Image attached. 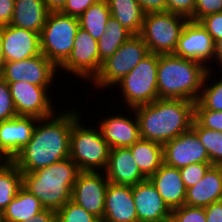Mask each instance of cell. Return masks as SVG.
<instances>
[{"label":"cell","instance_id":"1","mask_svg":"<svg viewBox=\"0 0 222 222\" xmlns=\"http://www.w3.org/2000/svg\"><path fill=\"white\" fill-rule=\"evenodd\" d=\"M71 109L37 120L31 140L12 160L22 173L34 172L69 157L72 125L81 116L80 111Z\"/></svg>","mask_w":222,"mask_h":222},{"label":"cell","instance_id":"2","mask_svg":"<svg viewBox=\"0 0 222 222\" xmlns=\"http://www.w3.org/2000/svg\"><path fill=\"white\" fill-rule=\"evenodd\" d=\"M195 102L159 98L152 103L129 108L139 123L140 138L164 145L191 129ZM135 111V112H134Z\"/></svg>","mask_w":222,"mask_h":222},{"label":"cell","instance_id":"3","mask_svg":"<svg viewBox=\"0 0 222 222\" xmlns=\"http://www.w3.org/2000/svg\"><path fill=\"white\" fill-rule=\"evenodd\" d=\"M208 68L195 60L160 54L157 68L159 98L196 102Z\"/></svg>","mask_w":222,"mask_h":222},{"label":"cell","instance_id":"4","mask_svg":"<svg viewBox=\"0 0 222 222\" xmlns=\"http://www.w3.org/2000/svg\"><path fill=\"white\" fill-rule=\"evenodd\" d=\"M79 170L69 157L34 172L22 173V187L35 195L45 209L59 210L71 200Z\"/></svg>","mask_w":222,"mask_h":222},{"label":"cell","instance_id":"5","mask_svg":"<svg viewBox=\"0 0 222 222\" xmlns=\"http://www.w3.org/2000/svg\"><path fill=\"white\" fill-rule=\"evenodd\" d=\"M81 118L80 116L72 125L69 158L80 171L104 172L111 148L102 137L100 128L97 125L85 126Z\"/></svg>","mask_w":222,"mask_h":222},{"label":"cell","instance_id":"6","mask_svg":"<svg viewBox=\"0 0 222 222\" xmlns=\"http://www.w3.org/2000/svg\"><path fill=\"white\" fill-rule=\"evenodd\" d=\"M189 19L168 11L144 15L140 36L149 53L174 54L179 37Z\"/></svg>","mask_w":222,"mask_h":222},{"label":"cell","instance_id":"7","mask_svg":"<svg viewBox=\"0 0 222 222\" xmlns=\"http://www.w3.org/2000/svg\"><path fill=\"white\" fill-rule=\"evenodd\" d=\"M78 28V18L61 12H49L40 33V49L57 68L70 55Z\"/></svg>","mask_w":222,"mask_h":222},{"label":"cell","instance_id":"8","mask_svg":"<svg viewBox=\"0 0 222 222\" xmlns=\"http://www.w3.org/2000/svg\"><path fill=\"white\" fill-rule=\"evenodd\" d=\"M159 54L149 53L139 64L124 76L116 87L120 89V95L129 108L149 104L159 99L157 87V68Z\"/></svg>","mask_w":222,"mask_h":222},{"label":"cell","instance_id":"9","mask_svg":"<svg viewBox=\"0 0 222 222\" xmlns=\"http://www.w3.org/2000/svg\"><path fill=\"white\" fill-rule=\"evenodd\" d=\"M148 54L149 50L141 36L133 34L102 63L99 74L90 83L98 90L115 88V84L132 71Z\"/></svg>","mask_w":222,"mask_h":222},{"label":"cell","instance_id":"10","mask_svg":"<svg viewBox=\"0 0 222 222\" xmlns=\"http://www.w3.org/2000/svg\"><path fill=\"white\" fill-rule=\"evenodd\" d=\"M59 70L67 71L68 75H75L78 77L77 80L80 78V80L92 82L99 74L98 41L79 27L73 49L68 58L58 67V73H60Z\"/></svg>","mask_w":222,"mask_h":222},{"label":"cell","instance_id":"11","mask_svg":"<svg viewBox=\"0 0 222 222\" xmlns=\"http://www.w3.org/2000/svg\"><path fill=\"white\" fill-rule=\"evenodd\" d=\"M7 83L17 116L47 118L57 112L52 105L53 98L50 96V88L52 89L53 86H37L26 81Z\"/></svg>","mask_w":222,"mask_h":222},{"label":"cell","instance_id":"12","mask_svg":"<svg viewBox=\"0 0 222 222\" xmlns=\"http://www.w3.org/2000/svg\"><path fill=\"white\" fill-rule=\"evenodd\" d=\"M108 184L105 172L81 171L73 185L71 200L102 220Z\"/></svg>","mask_w":222,"mask_h":222},{"label":"cell","instance_id":"13","mask_svg":"<svg viewBox=\"0 0 222 222\" xmlns=\"http://www.w3.org/2000/svg\"><path fill=\"white\" fill-rule=\"evenodd\" d=\"M58 68L42 53L19 61L4 62L3 79L6 82H22L37 86H51Z\"/></svg>","mask_w":222,"mask_h":222},{"label":"cell","instance_id":"14","mask_svg":"<svg viewBox=\"0 0 222 222\" xmlns=\"http://www.w3.org/2000/svg\"><path fill=\"white\" fill-rule=\"evenodd\" d=\"M174 55L195 60L210 69L215 56V42L199 21L188 20L179 37Z\"/></svg>","mask_w":222,"mask_h":222},{"label":"cell","instance_id":"15","mask_svg":"<svg viewBox=\"0 0 222 222\" xmlns=\"http://www.w3.org/2000/svg\"><path fill=\"white\" fill-rule=\"evenodd\" d=\"M163 157L165 164L178 169L193 163L210 162L205 146L192 129L167 141L163 145Z\"/></svg>","mask_w":222,"mask_h":222},{"label":"cell","instance_id":"16","mask_svg":"<svg viewBox=\"0 0 222 222\" xmlns=\"http://www.w3.org/2000/svg\"><path fill=\"white\" fill-rule=\"evenodd\" d=\"M3 62L24 60L41 54L40 33L20 27L2 26Z\"/></svg>","mask_w":222,"mask_h":222},{"label":"cell","instance_id":"17","mask_svg":"<svg viewBox=\"0 0 222 222\" xmlns=\"http://www.w3.org/2000/svg\"><path fill=\"white\" fill-rule=\"evenodd\" d=\"M138 222H170L171 210L147 178L132 186Z\"/></svg>","mask_w":222,"mask_h":222},{"label":"cell","instance_id":"18","mask_svg":"<svg viewBox=\"0 0 222 222\" xmlns=\"http://www.w3.org/2000/svg\"><path fill=\"white\" fill-rule=\"evenodd\" d=\"M38 119L33 116H17L0 121V151L8 160H13L31 140Z\"/></svg>","mask_w":222,"mask_h":222},{"label":"cell","instance_id":"19","mask_svg":"<svg viewBox=\"0 0 222 222\" xmlns=\"http://www.w3.org/2000/svg\"><path fill=\"white\" fill-rule=\"evenodd\" d=\"M112 115L99 118L98 127L102 137L111 149L129 148L140 139L139 123L135 113L134 117H129L128 114L125 116L124 113L116 114V112Z\"/></svg>","mask_w":222,"mask_h":222},{"label":"cell","instance_id":"20","mask_svg":"<svg viewBox=\"0 0 222 222\" xmlns=\"http://www.w3.org/2000/svg\"><path fill=\"white\" fill-rule=\"evenodd\" d=\"M104 222H138L132 186L110 183L105 197Z\"/></svg>","mask_w":222,"mask_h":222},{"label":"cell","instance_id":"21","mask_svg":"<svg viewBox=\"0 0 222 222\" xmlns=\"http://www.w3.org/2000/svg\"><path fill=\"white\" fill-rule=\"evenodd\" d=\"M110 183L134 186L147 178L140 172L129 148H112L105 169Z\"/></svg>","mask_w":222,"mask_h":222},{"label":"cell","instance_id":"22","mask_svg":"<svg viewBox=\"0 0 222 222\" xmlns=\"http://www.w3.org/2000/svg\"><path fill=\"white\" fill-rule=\"evenodd\" d=\"M148 179L171 211L185 205L187 189L178 168L163 163Z\"/></svg>","mask_w":222,"mask_h":222},{"label":"cell","instance_id":"23","mask_svg":"<svg viewBox=\"0 0 222 222\" xmlns=\"http://www.w3.org/2000/svg\"><path fill=\"white\" fill-rule=\"evenodd\" d=\"M222 200V166L212 165L204 177L187 188L185 205L206 207Z\"/></svg>","mask_w":222,"mask_h":222},{"label":"cell","instance_id":"24","mask_svg":"<svg viewBox=\"0 0 222 222\" xmlns=\"http://www.w3.org/2000/svg\"><path fill=\"white\" fill-rule=\"evenodd\" d=\"M48 14L44 0H15L10 25L41 33Z\"/></svg>","mask_w":222,"mask_h":222},{"label":"cell","instance_id":"25","mask_svg":"<svg viewBox=\"0 0 222 222\" xmlns=\"http://www.w3.org/2000/svg\"><path fill=\"white\" fill-rule=\"evenodd\" d=\"M40 200L21 187L7 208L2 212L3 222H25L43 211Z\"/></svg>","mask_w":222,"mask_h":222},{"label":"cell","instance_id":"26","mask_svg":"<svg viewBox=\"0 0 222 222\" xmlns=\"http://www.w3.org/2000/svg\"><path fill=\"white\" fill-rule=\"evenodd\" d=\"M129 149L146 178L152 176L164 163L162 144L140 138Z\"/></svg>","mask_w":222,"mask_h":222},{"label":"cell","instance_id":"27","mask_svg":"<svg viewBox=\"0 0 222 222\" xmlns=\"http://www.w3.org/2000/svg\"><path fill=\"white\" fill-rule=\"evenodd\" d=\"M110 14L132 34H140L144 11L137 0H106Z\"/></svg>","mask_w":222,"mask_h":222},{"label":"cell","instance_id":"28","mask_svg":"<svg viewBox=\"0 0 222 222\" xmlns=\"http://www.w3.org/2000/svg\"><path fill=\"white\" fill-rule=\"evenodd\" d=\"M133 34L123 27L114 17L110 16L106 32L98 40L99 72L102 63L111 57L118 48Z\"/></svg>","mask_w":222,"mask_h":222},{"label":"cell","instance_id":"29","mask_svg":"<svg viewBox=\"0 0 222 222\" xmlns=\"http://www.w3.org/2000/svg\"><path fill=\"white\" fill-rule=\"evenodd\" d=\"M110 10L106 0H99L92 4L78 18L79 27L86 30L95 40H99L106 32L107 21L110 18Z\"/></svg>","mask_w":222,"mask_h":222},{"label":"cell","instance_id":"30","mask_svg":"<svg viewBox=\"0 0 222 222\" xmlns=\"http://www.w3.org/2000/svg\"><path fill=\"white\" fill-rule=\"evenodd\" d=\"M22 187V172L12 160L0 165V211L3 212Z\"/></svg>","mask_w":222,"mask_h":222},{"label":"cell","instance_id":"31","mask_svg":"<svg viewBox=\"0 0 222 222\" xmlns=\"http://www.w3.org/2000/svg\"><path fill=\"white\" fill-rule=\"evenodd\" d=\"M191 129L205 146L210 163L222 166V132L201 127L195 120H193Z\"/></svg>","mask_w":222,"mask_h":222},{"label":"cell","instance_id":"32","mask_svg":"<svg viewBox=\"0 0 222 222\" xmlns=\"http://www.w3.org/2000/svg\"><path fill=\"white\" fill-rule=\"evenodd\" d=\"M214 69H208L200 96L197 102L204 108L213 111H222V78L219 80L212 79L213 84H211V76H214ZM210 81V82H209ZM209 82V83H208Z\"/></svg>","mask_w":222,"mask_h":222},{"label":"cell","instance_id":"33","mask_svg":"<svg viewBox=\"0 0 222 222\" xmlns=\"http://www.w3.org/2000/svg\"><path fill=\"white\" fill-rule=\"evenodd\" d=\"M57 222H99L100 219L87 212L72 200L56 211Z\"/></svg>","mask_w":222,"mask_h":222},{"label":"cell","instance_id":"34","mask_svg":"<svg viewBox=\"0 0 222 222\" xmlns=\"http://www.w3.org/2000/svg\"><path fill=\"white\" fill-rule=\"evenodd\" d=\"M194 120L201 127L222 132V111L204 109L196 101L194 105Z\"/></svg>","mask_w":222,"mask_h":222},{"label":"cell","instance_id":"35","mask_svg":"<svg viewBox=\"0 0 222 222\" xmlns=\"http://www.w3.org/2000/svg\"><path fill=\"white\" fill-rule=\"evenodd\" d=\"M170 222H206L205 209L183 205L171 211Z\"/></svg>","mask_w":222,"mask_h":222},{"label":"cell","instance_id":"36","mask_svg":"<svg viewBox=\"0 0 222 222\" xmlns=\"http://www.w3.org/2000/svg\"><path fill=\"white\" fill-rule=\"evenodd\" d=\"M211 166L210 162H202L189 164L179 169L185 188L187 189L201 180Z\"/></svg>","mask_w":222,"mask_h":222},{"label":"cell","instance_id":"37","mask_svg":"<svg viewBox=\"0 0 222 222\" xmlns=\"http://www.w3.org/2000/svg\"><path fill=\"white\" fill-rule=\"evenodd\" d=\"M17 117L13 99L8 83L0 80V121Z\"/></svg>","mask_w":222,"mask_h":222},{"label":"cell","instance_id":"38","mask_svg":"<svg viewBox=\"0 0 222 222\" xmlns=\"http://www.w3.org/2000/svg\"><path fill=\"white\" fill-rule=\"evenodd\" d=\"M222 12V0H196L194 15L189 19L199 21L206 15Z\"/></svg>","mask_w":222,"mask_h":222},{"label":"cell","instance_id":"39","mask_svg":"<svg viewBox=\"0 0 222 222\" xmlns=\"http://www.w3.org/2000/svg\"><path fill=\"white\" fill-rule=\"evenodd\" d=\"M199 23L212 36L214 42L222 38V12L204 16Z\"/></svg>","mask_w":222,"mask_h":222},{"label":"cell","instance_id":"40","mask_svg":"<svg viewBox=\"0 0 222 222\" xmlns=\"http://www.w3.org/2000/svg\"><path fill=\"white\" fill-rule=\"evenodd\" d=\"M196 0H166V11L190 19L194 15Z\"/></svg>","mask_w":222,"mask_h":222},{"label":"cell","instance_id":"41","mask_svg":"<svg viewBox=\"0 0 222 222\" xmlns=\"http://www.w3.org/2000/svg\"><path fill=\"white\" fill-rule=\"evenodd\" d=\"M99 0H66L65 7L61 11L62 14L79 18L92 4Z\"/></svg>","mask_w":222,"mask_h":222},{"label":"cell","instance_id":"42","mask_svg":"<svg viewBox=\"0 0 222 222\" xmlns=\"http://www.w3.org/2000/svg\"><path fill=\"white\" fill-rule=\"evenodd\" d=\"M15 0H0V26L9 25L13 16Z\"/></svg>","mask_w":222,"mask_h":222},{"label":"cell","instance_id":"43","mask_svg":"<svg viewBox=\"0 0 222 222\" xmlns=\"http://www.w3.org/2000/svg\"><path fill=\"white\" fill-rule=\"evenodd\" d=\"M145 14L152 12H165L166 0H137Z\"/></svg>","mask_w":222,"mask_h":222},{"label":"cell","instance_id":"44","mask_svg":"<svg viewBox=\"0 0 222 222\" xmlns=\"http://www.w3.org/2000/svg\"><path fill=\"white\" fill-rule=\"evenodd\" d=\"M206 222H222V200L204 207Z\"/></svg>","mask_w":222,"mask_h":222},{"label":"cell","instance_id":"45","mask_svg":"<svg viewBox=\"0 0 222 222\" xmlns=\"http://www.w3.org/2000/svg\"><path fill=\"white\" fill-rule=\"evenodd\" d=\"M25 222H57L56 211L44 209L35 215L32 220H27Z\"/></svg>","mask_w":222,"mask_h":222},{"label":"cell","instance_id":"46","mask_svg":"<svg viewBox=\"0 0 222 222\" xmlns=\"http://www.w3.org/2000/svg\"><path fill=\"white\" fill-rule=\"evenodd\" d=\"M49 12H61L65 7L66 0H44Z\"/></svg>","mask_w":222,"mask_h":222},{"label":"cell","instance_id":"47","mask_svg":"<svg viewBox=\"0 0 222 222\" xmlns=\"http://www.w3.org/2000/svg\"><path fill=\"white\" fill-rule=\"evenodd\" d=\"M213 62L214 64H219V66L215 67V69L218 67L222 69V38L215 42V56Z\"/></svg>","mask_w":222,"mask_h":222},{"label":"cell","instance_id":"48","mask_svg":"<svg viewBox=\"0 0 222 222\" xmlns=\"http://www.w3.org/2000/svg\"><path fill=\"white\" fill-rule=\"evenodd\" d=\"M2 26H0V61H3V51H2Z\"/></svg>","mask_w":222,"mask_h":222},{"label":"cell","instance_id":"49","mask_svg":"<svg viewBox=\"0 0 222 222\" xmlns=\"http://www.w3.org/2000/svg\"><path fill=\"white\" fill-rule=\"evenodd\" d=\"M7 161H8V159L0 151V165L6 163Z\"/></svg>","mask_w":222,"mask_h":222},{"label":"cell","instance_id":"50","mask_svg":"<svg viewBox=\"0 0 222 222\" xmlns=\"http://www.w3.org/2000/svg\"><path fill=\"white\" fill-rule=\"evenodd\" d=\"M3 64H4V62L0 61V80L3 79Z\"/></svg>","mask_w":222,"mask_h":222},{"label":"cell","instance_id":"51","mask_svg":"<svg viewBox=\"0 0 222 222\" xmlns=\"http://www.w3.org/2000/svg\"><path fill=\"white\" fill-rule=\"evenodd\" d=\"M0 222H3V215L1 211H0Z\"/></svg>","mask_w":222,"mask_h":222}]
</instances>
